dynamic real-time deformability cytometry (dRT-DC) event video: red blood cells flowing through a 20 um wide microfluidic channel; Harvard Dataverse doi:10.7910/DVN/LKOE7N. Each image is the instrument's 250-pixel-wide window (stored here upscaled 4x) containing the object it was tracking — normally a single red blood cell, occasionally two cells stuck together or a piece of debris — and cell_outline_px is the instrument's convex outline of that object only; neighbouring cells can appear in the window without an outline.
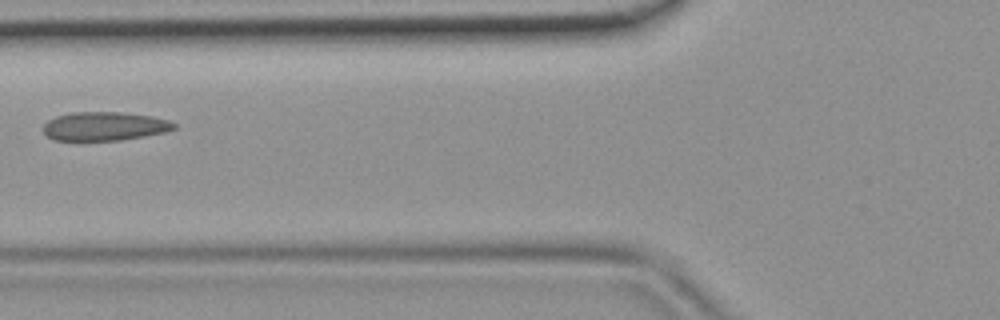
{"species": "common noctule bat (a hibernating species)", "species_latin": "Nyctalus noctula", "temperature_condition": "room temperature", "stored_images_in_passage": 6, "camera_frame_rate_fps": 3000, "um_per_image_px": 0.085, "animal": {"sex": "female", "body_mass_g": 19.9}, "frame": {"image": 1, "passage_image": 6, "time_ms": 1.667, "image_size_px": [1000, 320], "cell_outline_px": [[176, 128], [164, 132], [120, 140], [52, 140], [40, 128], [48, 120], [56, 116], [72, 112], [124, 112], [148, 116], [168, 120], [176, 124]], "centroid_in_image_um": [8.83, 10.72], "position_along_channel_um": 117.0, "area_um2": 21.79}}